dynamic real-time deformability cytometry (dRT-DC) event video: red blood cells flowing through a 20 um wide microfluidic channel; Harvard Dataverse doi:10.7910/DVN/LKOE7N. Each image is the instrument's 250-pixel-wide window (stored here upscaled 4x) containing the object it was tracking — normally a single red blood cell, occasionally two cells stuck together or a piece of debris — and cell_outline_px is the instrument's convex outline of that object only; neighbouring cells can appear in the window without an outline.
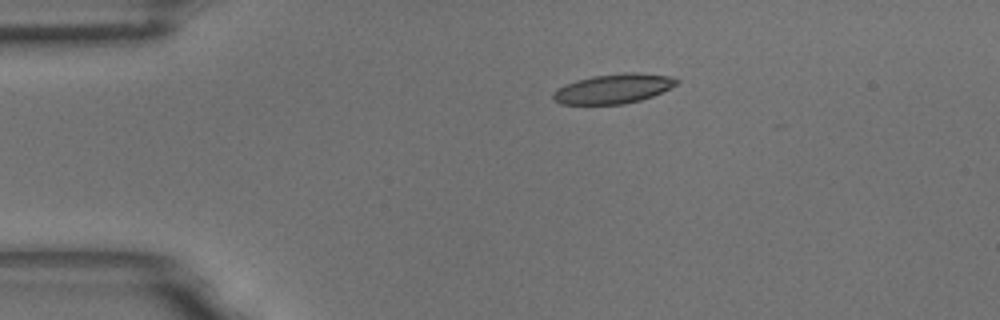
{"species": "common noctule bat (a hibernating species)", "species_latin": "Nyctalus noctula", "temperature_condition": "room temperature", "stored_images_in_passage": 46, "camera_frame_rate_fps": 3000, "um_per_image_px": 0.085, "animal": {"sex": "male", "body_mass_g": 18.8}, "frame": {"image": 1, "passage_image": 1, "time_ms": 0.0, "image_size_px": [1000, 320], "cell_outline_px": [[680, 80], [676, 84], [652, 96], [640, 100], [624, 104], [560, 104], [552, 100], [552, 92], [556, 88], [564, 84], [576, 80], [592, 76], [624, 72], [636, 72], [672, 76]], "centroid_in_image_um": [52.08, 7.53], "position_along_channel_um": 32.9, "area_um2": 21.44}}
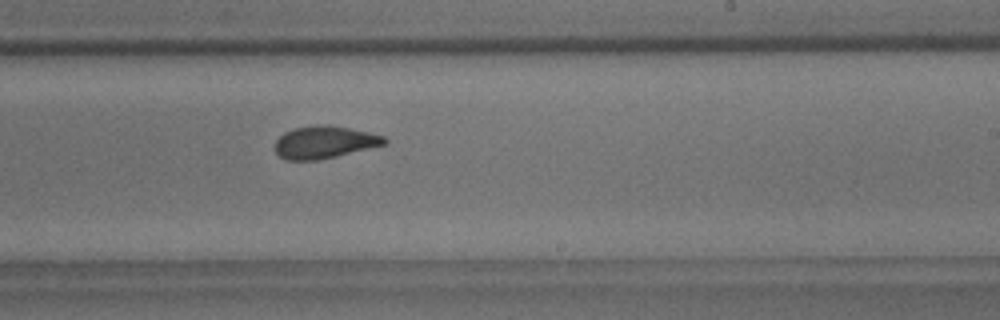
{"frame": {"image": 2, "passage_image": 24, "time_ms": 7.667, "image_size_px": [1000, 320], "cell_outline_px": [[388, 144], [336, 156], [316, 160], [284, 160], [276, 152], [276, 140], [284, 132], [296, 128], [320, 124], [324, 124], [348, 128], [368, 132], [384, 136], [388, 140]], "centroid_in_image_um": [27.6, 12.09], "position_along_channel_um": 261.4, "area_um2": 20.52}}
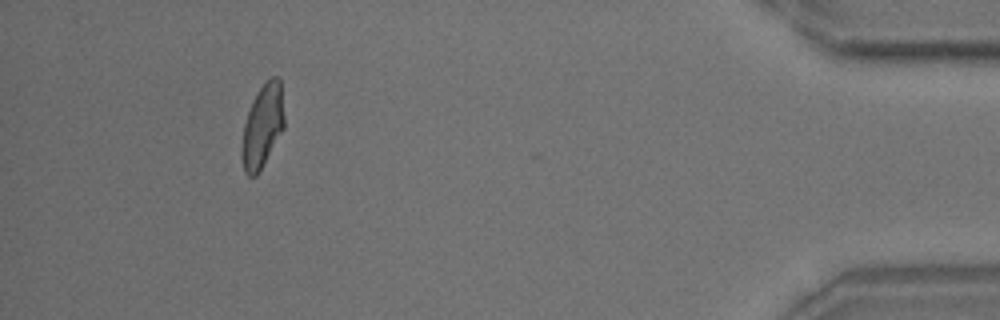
{"frame": {"image": 3, "passage_image": 42, "time_ms": 13.667, "image_size_px": [1000, 320], "cell_outline_px": [[284, 128], [256, 176], [248, 176], [244, 172], [240, 152], [240, 148], [244, 124], [248, 112], [260, 88], [272, 76], [276, 76], [280, 80], [284, 116]], "centroid_in_image_um": [22.29, 10.76], "position_along_channel_um": 412.9, "area_um2": 20.23}, "authors_computed_cell_mechanics": {"area_um2": 20.9236, "velocity_mm_per_s": 3.5486, "shape_relaxation_time_tau1_ms": 4.7123, "shape_relaxation_time_tau2_ms": 1.4404, "deformation_change_tau1": 0.1751, "deformation_change_tau2": 0.0874}}